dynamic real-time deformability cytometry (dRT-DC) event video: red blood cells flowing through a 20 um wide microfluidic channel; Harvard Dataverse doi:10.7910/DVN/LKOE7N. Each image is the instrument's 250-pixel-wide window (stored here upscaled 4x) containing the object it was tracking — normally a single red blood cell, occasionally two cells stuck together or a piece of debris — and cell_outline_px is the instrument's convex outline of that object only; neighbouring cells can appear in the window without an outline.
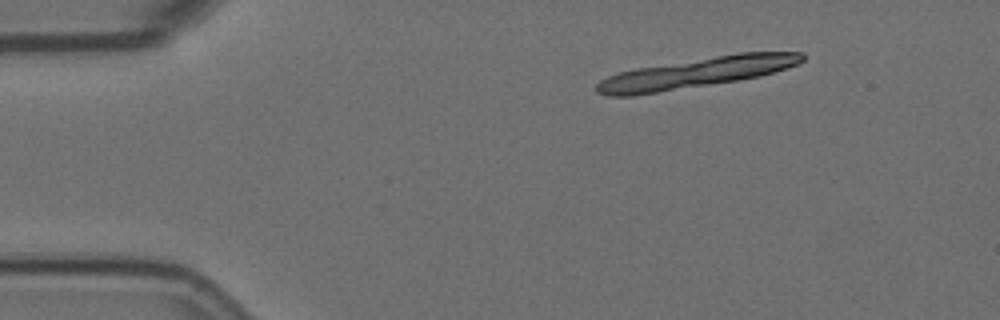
{"species": "Egyptian fruit bat (a non-hibernating species)", "species_latin": "Rousettus aegyptiacus", "temperature_condition": "room temperature", "stored_images_in_passage": 9, "segment_of_instrument_passage": [1, 2], "camera_frame_rate_fps": 3000, "um_per_image_px": 0.085, "animal": {"sex": "female"}, "frame": {"image": 1, "passage_image": 1, "time_ms": 0.0, "image_size_px": [1000, 320], "cell_outline_px": [[804, 60], [796, 64], [760, 76], [740, 80], [632, 96], [608, 96], [596, 92], [596, 84], [600, 80], [608, 76], [620, 72], [636, 68], [740, 52], [804, 52]], "centroid_in_image_um": [59.15, 6.19], "position_along_channel_um": 25.8, "area_um2": 36.01}}